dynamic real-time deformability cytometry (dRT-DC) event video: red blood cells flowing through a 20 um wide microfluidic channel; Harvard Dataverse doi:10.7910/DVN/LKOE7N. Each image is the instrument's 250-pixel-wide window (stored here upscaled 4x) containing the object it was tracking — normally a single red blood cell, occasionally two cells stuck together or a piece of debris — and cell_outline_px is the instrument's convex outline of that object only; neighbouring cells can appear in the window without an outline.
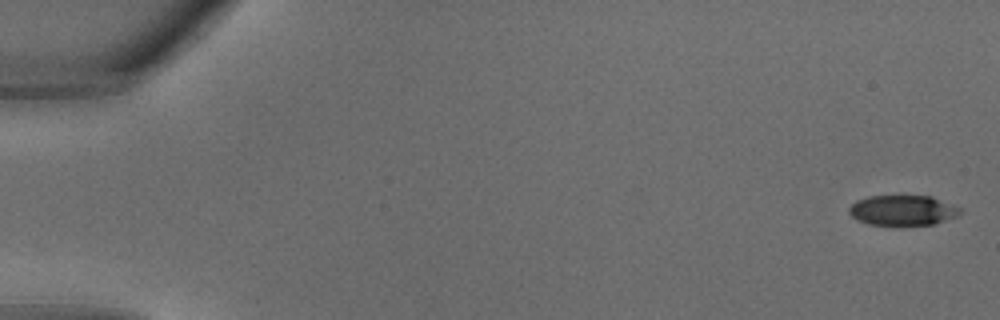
{"species": "common noctule bat (a hibernating species)", "species_latin": "Nyctalus noctula", "temperature_condition": "warm", "stored_images_in_passage": 34, "camera_frame_rate_fps": 3000, "um_per_image_px": 0.085, "animal": {"sex": "male", "body_mass_g": 18.8}, "frame": {"image": 1, "passage_image": 1, "time_ms": 0.0, "image_size_px": [1000, 320], "cell_outline_px": [[960, 212], [956, 216], [932, 224], [900, 228], [868, 224], [856, 220], [848, 212], [848, 208], [856, 200], [868, 196], [932, 196], [960, 208]], "centroid_in_image_um": [76.66, 17.92], "position_along_channel_um": 8.3, "area_um2": 20.11}}
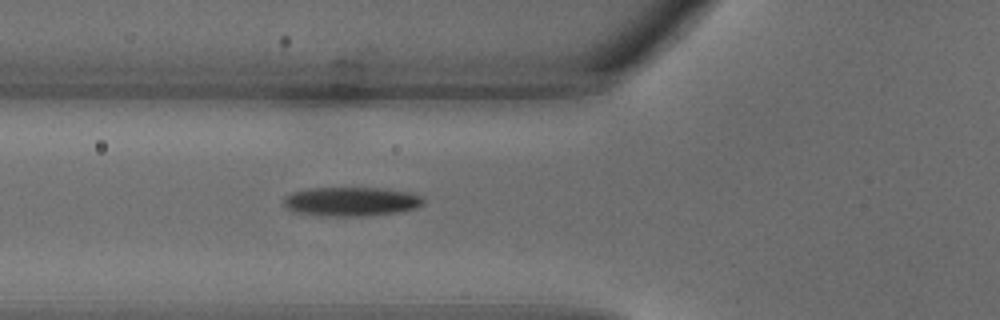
{"frame": {"image": 2, "passage_image": 13, "time_ms": 4.0, "image_size_px": [1000, 320], "cell_outline_px": [[424, 204], [416, 208], [396, 212], [368, 216], [324, 216], [296, 212], [288, 208], [284, 204], [284, 196], [292, 192], [312, 188], [380, 188], [408, 192], [420, 196], [424, 200]], "centroid_in_image_um": [29.85, 17.13], "position_along_channel_um": 96.0, "area_um2": 23.58}}
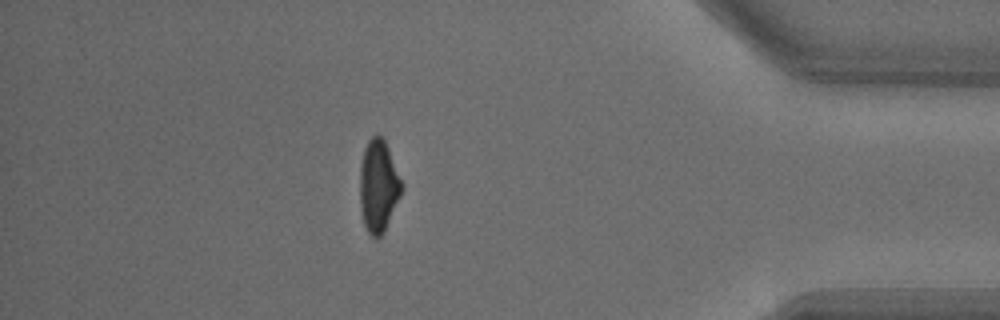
{"frame": {"image": 3, "passage_image": 30, "time_ms": 9.667, "image_size_px": [1000, 320], "cell_outline_px": [[404, 188], [384, 232], [376, 240], [368, 232], [364, 224], [360, 208], [360, 168], [364, 148], [368, 140], [376, 132], [384, 140], [388, 148], [404, 184]], "centroid_in_image_um": [32.18, 15.81], "position_along_channel_um": 403.0, "area_um2": 22.66}}